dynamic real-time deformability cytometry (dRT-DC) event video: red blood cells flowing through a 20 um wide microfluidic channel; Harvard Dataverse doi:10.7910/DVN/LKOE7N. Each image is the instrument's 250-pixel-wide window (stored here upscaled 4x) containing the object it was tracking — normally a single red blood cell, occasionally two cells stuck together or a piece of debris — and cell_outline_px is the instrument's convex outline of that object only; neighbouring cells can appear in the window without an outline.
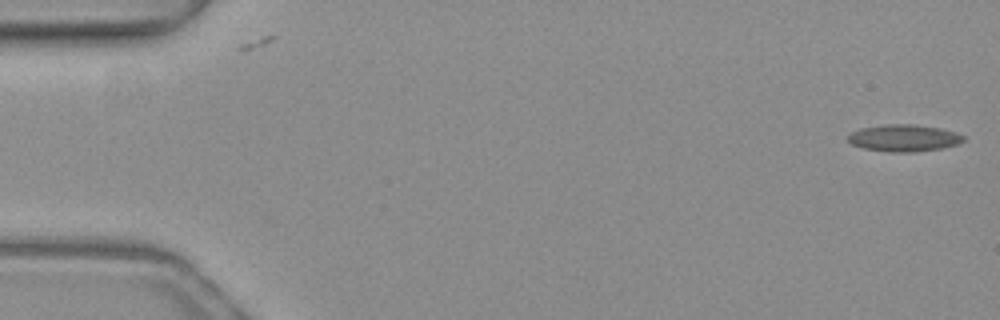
{"species": "common noctule bat (a hibernating species)", "species_latin": "Nyctalus noctula", "temperature_condition": "warm", "stored_images_in_passage": 52, "camera_frame_rate_fps": 3000, "um_per_image_px": 0.085, "animal": {"sex": "female", "body_mass_g": 19.3, "forearm_length_mm": 54.1}, "frame": {"image": 1, "passage_image": 1, "time_ms": 0.0, "image_size_px": [1000, 320], "cell_outline_px": [[964, 140], [956, 144], [940, 148], [916, 152], [888, 152], [864, 148], [852, 144], [848, 140], [848, 136], [852, 132], [860, 128], [888, 124], [912, 124], [940, 128], [956, 132], [964, 136]], "centroid_in_image_um": [76.82, 11.73], "position_along_channel_um": 8.2, "area_um2": 17.98}}
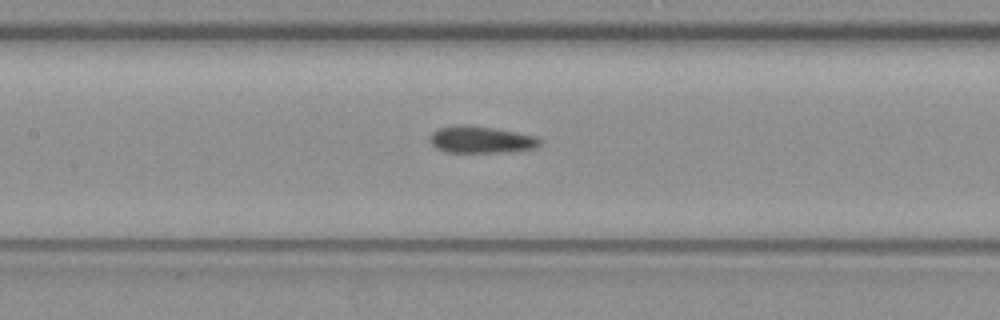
{"frame": {"image": 2, "passage_image": 24, "time_ms": 7.667, "image_size_px": [1000, 320], "cell_outline_px": [[544, 144], [536, 148], [512, 152], [444, 152], [436, 148], [432, 144], [428, 136], [432, 132], [440, 128], [460, 124], [468, 124], [496, 128], [540, 136], [544, 140]], "centroid_in_image_um": [40.99, 11.86], "position_along_channel_um": 166.4, "area_um2": 17.86}}
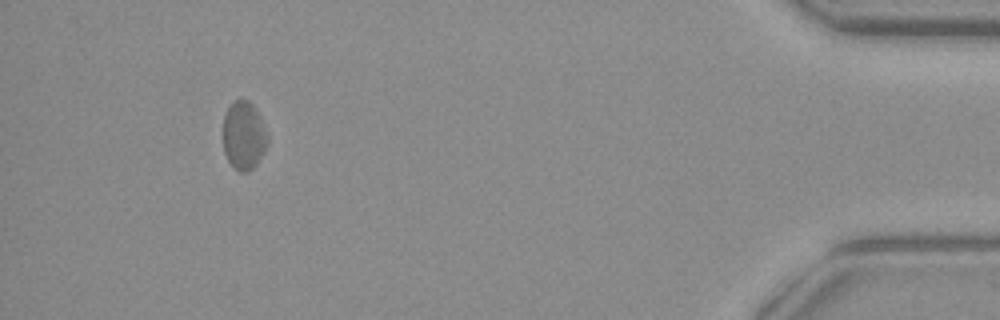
{"frame": {"image": 3, "passage_image": 48, "time_ms": 15.667, "image_size_px": [1000, 320], "cell_outline_px": [[268, 140], [264, 152], [256, 164], [248, 172], [240, 172], [228, 160], [224, 152], [224, 116], [228, 108], [240, 96], [248, 100], [256, 108], [260, 116], [268, 136]], "centroid_in_image_um": [20.74, 11.49], "position_along_channel_um": 414.5, "area_um2": 17.63}, "authors_computed_cell_mechanics": {"area_um2": 17.629, "velocity_mm_per_s": 3.974, "shape_relaxation_time_tau1_ms": null, "shape_relaxation_time_tau2_ms": 3.1789, "deformation_change_tau1": null, "deformation_change_tau2": 0.0829}}